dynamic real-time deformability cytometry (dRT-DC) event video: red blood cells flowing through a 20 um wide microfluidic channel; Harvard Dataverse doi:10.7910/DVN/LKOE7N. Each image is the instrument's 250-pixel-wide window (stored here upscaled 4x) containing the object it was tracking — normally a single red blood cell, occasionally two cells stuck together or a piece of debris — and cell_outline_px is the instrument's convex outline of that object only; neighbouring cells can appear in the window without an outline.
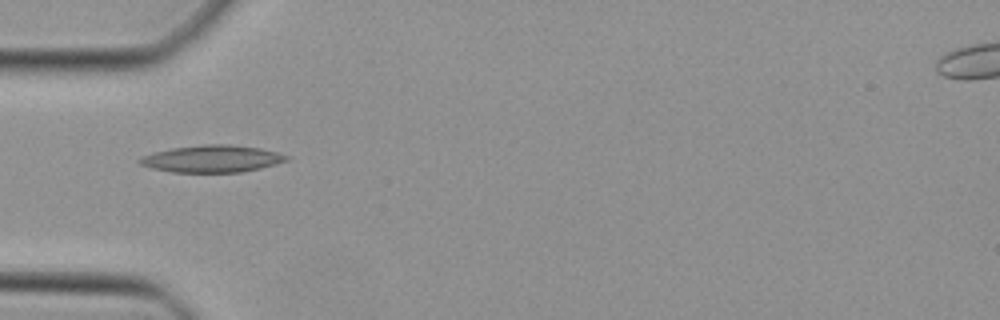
{"species": "Egyptian fruit bat (a non-hibernating species)", "species_latin": "Rousettus aegyptiacus", "temperature_condition": "cold", "stored_images_in_passage": 33, "camera_frame_rate_fps": 3000, "um_per_image_px": 0.085, "animal": {"sex": "female"}, "frame": {"image": 1, "passage_image": 1, "time_ms": 0.0, "image_size_px": [1000, 320], "cell_outline_px": [[288, 160], [260, 168], [240, 172], [172, 172], [152, 168], [140, 164], [136, 160], [152, 152], [172, 148], [200, 144], [228, 144], [260, 148], [276, 152], [288, 156]], "centroid_in_image_um": [17.98, 13.49], "position_along_channel_um": 67.0, "area_um2": 23.06}}
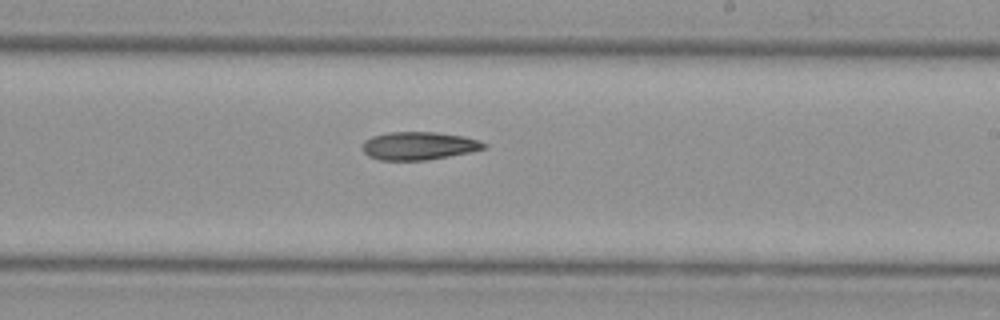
{"frame": {"image": 2, "passage_image": 14, "time_ms": 4.333, "image_size_px": [1000, 320], "cell_outline_px": [[488, 148], [428, 160], [380, 160], [368, 156], [364, 152], [360, 144], [364, 140], [372, 136], [388, 132], [436, 132], [464, 136], [480, 140], [488, 144]], "centroid_in_image_um": [35.59, 12.39], "position_along_channel_um": 253.4, "area_um2": 20.06}}
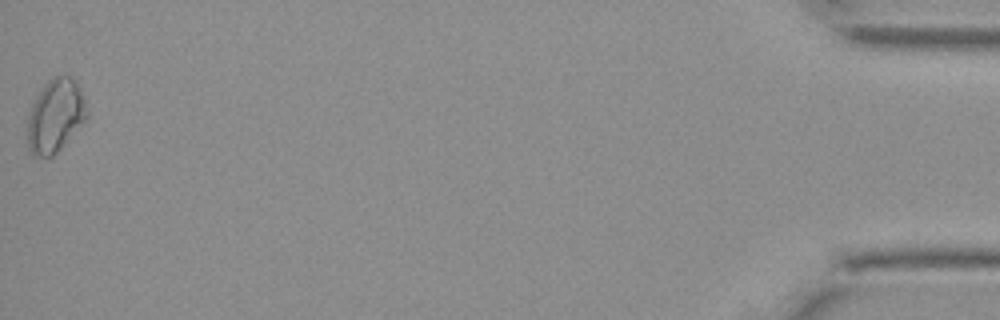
{"frame": {"image": 3, "passage_image": 33, "time_ms": 10.667, "image_size_px": [1000, 320], "cell_outline_px": [[88, 120], [52, 156], [32, 156], [28, 148], [28, 116], [32, 104], [40, 88], [52, 76], [68, 72], [76, 80], [84, 96], [88, 112]], "centroid_in_image_um": [4.74, 9.77], "position_along_channel_um": 430.5, "area_um2": 25.95}}